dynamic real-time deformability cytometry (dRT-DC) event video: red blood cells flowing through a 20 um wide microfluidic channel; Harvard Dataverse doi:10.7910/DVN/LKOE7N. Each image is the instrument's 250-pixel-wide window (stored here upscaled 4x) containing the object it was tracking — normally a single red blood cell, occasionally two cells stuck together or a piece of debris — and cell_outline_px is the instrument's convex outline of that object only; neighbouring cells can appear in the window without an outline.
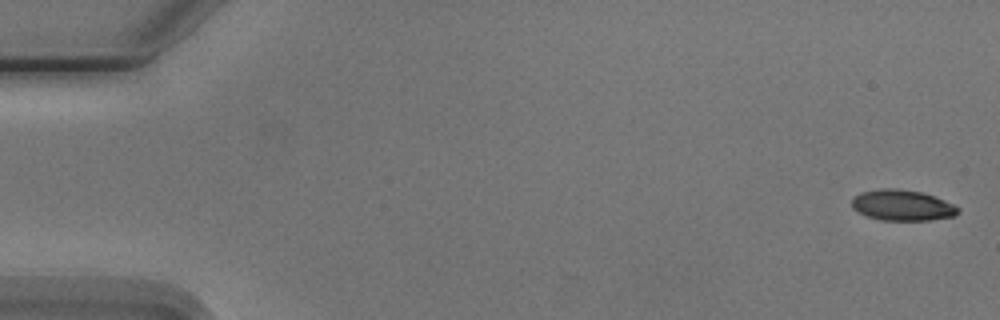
{"species": "Egyptian fruit bat (a non-hibernating species)", "species_latin": "Rousettus aegyptiacus", "temperature_condition": "cold", "stored_images_in_passage": 7, "camera_frame_rate_fps": 3000, "um_per_image_px": 0.085, "animal": {"sex": "male"}, "frame": {"image": 1, "passage_image": 1, "time_ms": 0.0, "image_size_px": [1000, 320], "cell_outline_px": [[960, 212], [956, 216], [928, 220], [880, 220], [868, 216], [852, 208], [852, 200], [860, 192], [880, 188], [896, 188], [920, 192], [944, 200], [960, 208]], "centroid_in_image_um": [76.7, 17.45], "position_along_channel_um": 8.3, "area_um2": 18.96}}